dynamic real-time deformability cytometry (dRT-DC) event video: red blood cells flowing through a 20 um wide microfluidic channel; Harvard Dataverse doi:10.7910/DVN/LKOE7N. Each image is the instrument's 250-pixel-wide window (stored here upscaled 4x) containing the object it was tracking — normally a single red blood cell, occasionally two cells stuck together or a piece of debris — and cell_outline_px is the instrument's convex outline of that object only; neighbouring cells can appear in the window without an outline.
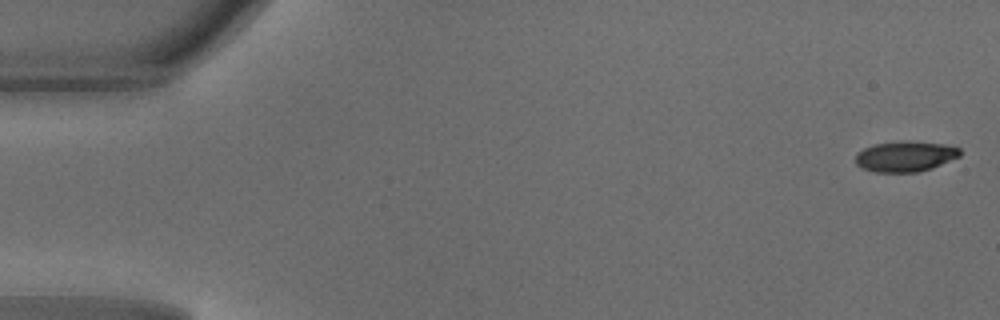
{"species": "common noctule bat (a hibernating species)", "species_latin": "Nyctalus noctula", "temperature_condition": "warm", "stored_images_in_passage": 48, "camera_frame_rate_fps": 3000, "um_per_image_px": 0.085, "animal": {"sex": "male", "body_mass_g": 18.8}, "frame": {"image": 1, "passage_image": 1, "time_ms": 0.0, "image_size_px": [1000, 320], "cell_outline_px": [[960, 156], [932, 168], [916, 172], [876, 172], [864, 168], [856, 164], [856, 152], [864, 148], [876, 144], [900, 140], [944, 144], [960, 148]], "centroid_in_image_um": [76.94, 13.28], "position_along_channel_um": 8.1, "area_um2": 18.5}}
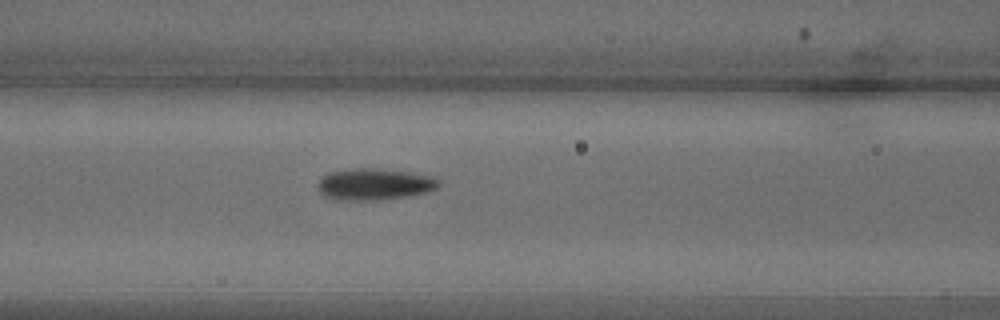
{"frame": {"image": 2, "passage_image": 20, "time_ms": 6.333, "image_size_px": [1000, 320], "cell_outline_px": [[440, 184], [436, 188], [428, 192], [408, 196], [380, 200], [332, 200], [324, 196], [320, 192], [320, 180], [328, 172], [352, 168], [372, 168], [404, 172], [428, 176], [436, 180]], "centroid_in_image_um": [31.77, 15.68], "position_along_channel_um": 134.8, "area_um2": 21.91}}
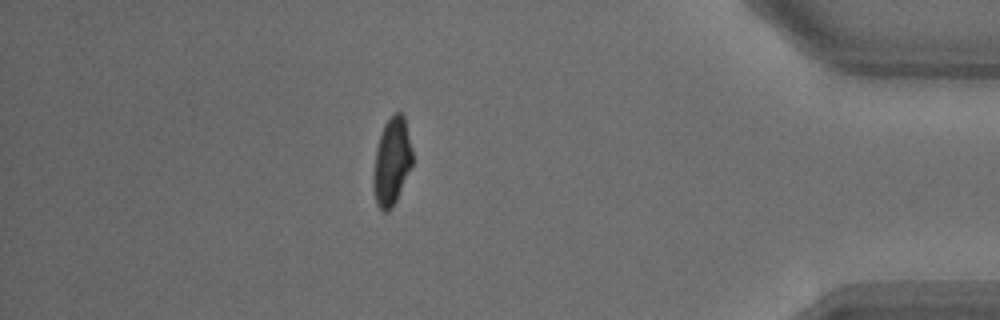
{"frame": {"image": 3, "passage_image": 42, "time_ms": 13.667, "image_size_px": [1000, 320], "cell_outline_px": [[412, 164], [396, 200], [388, 212], [384, 212], [376, 204], [372, 188], [372, 176], [376, 148], [384, 124], [396, 112], [400, 112], [404, 116], [412, 148]], "centroid_in_image_um": [33.28, 13.75], "position_along_channel_um": 401.9, "area_um2": 19.83}}